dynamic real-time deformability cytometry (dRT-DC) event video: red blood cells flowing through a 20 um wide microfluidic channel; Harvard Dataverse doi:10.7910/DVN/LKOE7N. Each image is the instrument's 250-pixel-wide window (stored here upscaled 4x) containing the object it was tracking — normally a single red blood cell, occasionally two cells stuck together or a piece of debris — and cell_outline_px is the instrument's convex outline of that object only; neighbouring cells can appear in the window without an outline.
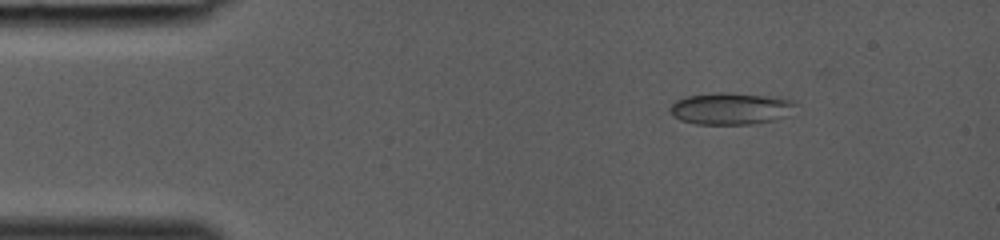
{"species": "common noctule bat (a hibernating species)", "species_latin": "Nyctalus noctula", "temperature_condition": "room temperature", "stored_images_in_passage": 36, "camera_frame_rate_fps": 3000, "um_per_image_px": 0.085, "animal": {"sex": "female", "body_mass_g": 19.0, "forearm_length_mm": 53.3}, "frame": {"image": 1, "passage_image": 3, "time_ms": 0.667, "image_size_px": [1000, 240], "cell_outline_px": [[796, 104], [788, 116], [756, 124], [696, 124], [680, 120], [672, 116], [668, 108], [676, 100], [688, 96], [720, 92], [728, 92], [768, 96], [792, 100]], "centroid_in_image_um": [62.08, 9.23], "position_along_channel_um": 22.9, "area_um2": 23.35}}
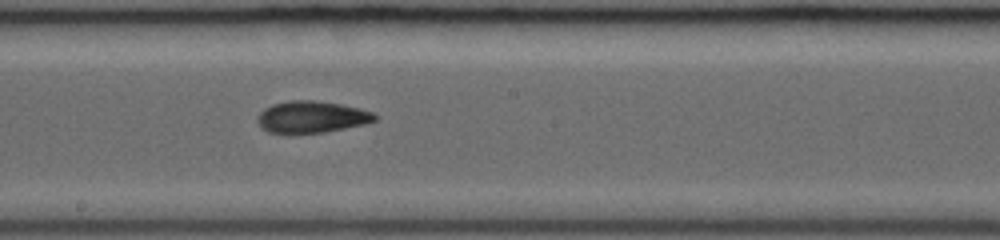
{"frame": {"image": 2, "passage_image": 19, "time_ms": 6.0, "image_size_px": [1000, 240], "cell_outline_px": [[376, 120], [364, 124], [324, 132], [288, 136], [268, 132], [260, 128], [256, 120], [260, 112], [264, 108], [272, 104], [288, 100], [312, 100], [340, 104], [360, 108], [372, 112], [376, 116]], "centroid_in_image_um": [26.4, 9.97], "position_along_channel_um": 221.8, "area_um2": 22.31}}
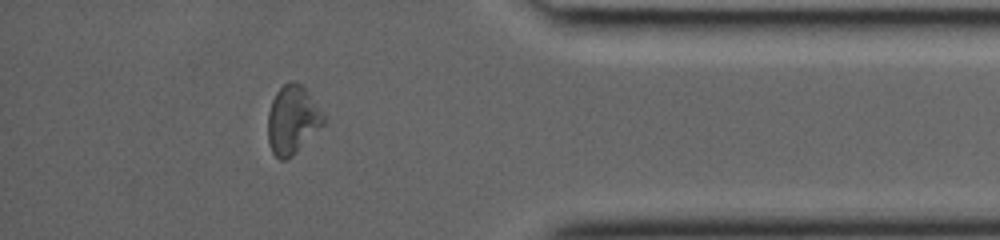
{"frame": {"image": 3, "passage_image": 31, "time_ms": 10.0, "image_size_px": [1000, 240], "cell_outline_px": [[324, 124], [292, 156], [284, 160], [280, 160], [272, 152], [268, 140], [268, 112], [272, 100], [276, 92], [288, 80], [292, 80], [300, 84], [304, 88], [324, 112]], "centroid_in_image_um": [24.85, 10.17], "position_along_channel_um": 410.3, "area_um2": 22.08}}